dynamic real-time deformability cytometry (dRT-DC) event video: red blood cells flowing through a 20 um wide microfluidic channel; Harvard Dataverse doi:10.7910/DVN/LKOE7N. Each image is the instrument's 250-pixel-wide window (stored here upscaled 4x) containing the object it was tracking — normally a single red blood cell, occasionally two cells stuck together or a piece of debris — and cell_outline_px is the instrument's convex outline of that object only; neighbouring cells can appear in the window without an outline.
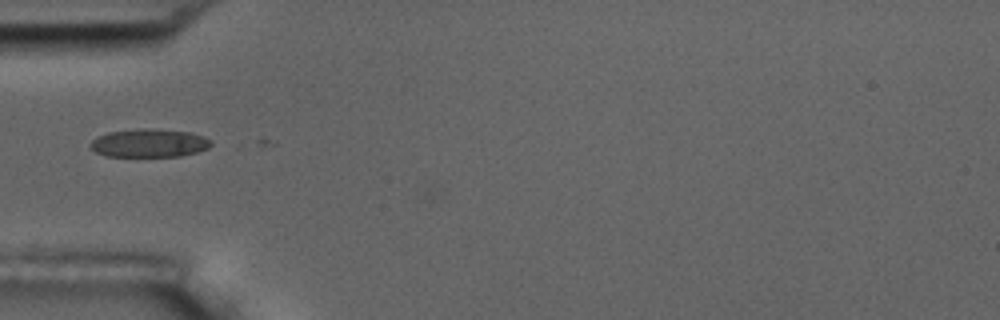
{"species": "common noctule bat (a hibernating species)", "species_latin": "Nyctalus noctula", "temperature_condition": "room temperature", "stored_images_in_passage": 7, "camera_frame_rate_fps": 3000, "um_per_image_px": 0.085, "animal": {"sex": "male", "body_mass_g": 17.5, "forearm_length_mm": 52.3}, "frame": {"image": 1, "passage_image": 6, "time_ms": 6.0, "image_size_px": [1000, 320], "cell_outline_px": [[212, 144], [208, 148], [196, 152], [180, 156], [108, 156], [96, 152], [88, 144], [96, 136], [108, 132], [136, 128], [144, 128], [188, 132], [204, 136], [212, 140]], "centroid_in_image_um": [12.66, 12.15], "position_along_channel_um": 72.3, "area_um2": 19.88}}